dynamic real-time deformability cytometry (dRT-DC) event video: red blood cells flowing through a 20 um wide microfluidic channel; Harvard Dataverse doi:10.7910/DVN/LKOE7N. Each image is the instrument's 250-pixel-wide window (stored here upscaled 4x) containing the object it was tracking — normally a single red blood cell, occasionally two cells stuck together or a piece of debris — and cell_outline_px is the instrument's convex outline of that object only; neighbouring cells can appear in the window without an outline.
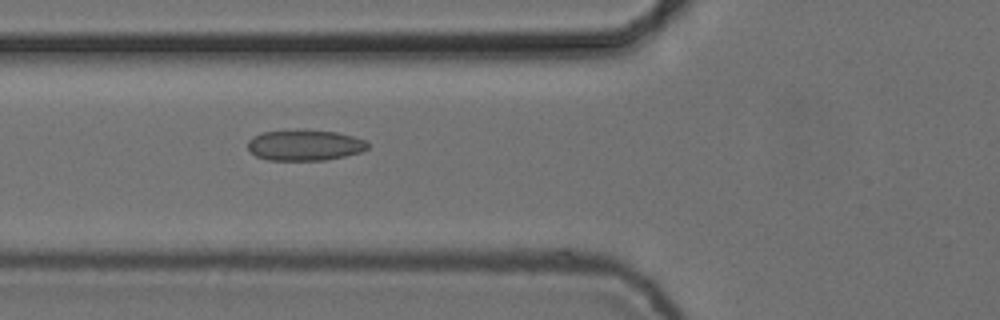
{"species": "common noctule bat (a hibernating species)", "species_latin": "Nyctalus noctula", "temperature_condition": "cold", "stored_images_in_passage": 6, "camera_frame_rate_fps": 3000, "um_per_image_px": 0.085, "animal": {"sex": "female", "body_mass_g": 24.6, "forearm_length_mm": 56.2}, "frame": {"image": 1, "passage_image": 6, "time_ms": 1.667, "image_size_px": [1000, 320], "cell_outline_px": [[368, 148], [360, 152], [344, 156], [324, 160], [268, 160], [256, 156], [248, 148], [248, 140], [252, 136], [264, 132], [296, 128], [336, 132], [352, 136], [364, 140], [368, 144]], "centroid_in_image_um": [25.87, 12.32], "position_along_channel_um": 99.9, "area_um2": 21.73}}